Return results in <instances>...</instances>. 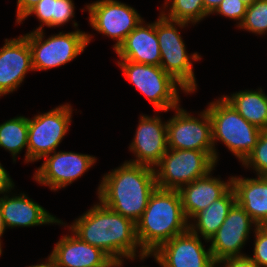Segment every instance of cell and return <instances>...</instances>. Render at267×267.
<instances>
[{
  "mask_svg": "<svg viewBox=\"0 0 267 267\" xmlns=\"http://www.w3.org/2000/svg\"><path fill=\"white\" fill-rule=\"evenodd\" d=\"M236 202L258 224H267V176L257 178L232 176Z\"/></svg>",
  "mask_w": 267,
  "mask_h": 267,
  "instance_id": "21",
  "label": "cell"
},
{
  "mask_svg": "<svg viewBox=\"0 0 267 267\" xmlns=\"http://www.w3.org/2000/svg\"><path fill=\"white\" fill-rule=\"evenodd\" d=\"M30 70L33 67L27 38L21 35L5 39L0 49V97L17 90Z\"/></svg>",
  "mask_w": 267,
  "mask_h": 267,
  "instance_id": "16",
  "label": "cell"
},
{
  "mask_svg": "<svg viewBox=\"0 0 267 267\" xmlns=\"http://www.w3.org/2000/svg\"><path fill=\"white\" fill-rule=\"evenodd\" d=\"M42 159L41 167L34 172V180L54 191L65 188L79 179L95 163L96 157L76 152L54 151Z\"/></svg>",
  "mask_w": 267,
  "mask_h": 267,
  "instance_id": "12",
  "label": "cell"
},
{
  "mask_svg": "<svg viewBox=\"0 0 267 267\" xmlns=\"http://www.w3.org/2000/svg\"><path fill=\"white\" fill-rule=\"evenodd\" d=\"M206 110L212 123L215 162L219 158L215 143L221 141L242 163L256 146L262 130L246 121L223 96L210 102Z\"/></svg>",
  "mask_w": 267,
  "mask_h": 267,
  "instance_id": "4",
  "label": "cell"
},
{
  "mask_svg": "<svg viewBox=\"0 0 267 267\" xmlns=\"http://www.w3.org/2000/svg\"><path fill=\"white\" fill-rule=\"evenodd\" d=\"M175 115L167 120V145L169 149L200 150L214 159L212 123L205 109L199 118L178 106Z\"/></svg>",
  "mask_w": 267,
  "mask_h": 267,
  "instance_id": "10",
  "label": "cell"
},
{
  "mask_svg": "<svg viewBox=\"0 0 267 267\" xmlns=\"http://www.w3.org/2000/svg\"><path fill=\"white\" fill-rule=\"evenodd\" d=\"M118 66L123 70L126 80L147 97L157 111L168 112L180 106L179 90L189 94L185 88L161 66L120 60Z\"/></svg>",
  "mask_w": 267,
  "mask_h": 267,
  "instance_id": "6",
  "label": "cell"
},
{
  "mask_svg": "<svg viewBox=\"0 0 267 267\" xmlns=\"http://www.w3.org/2000/svg\"><path fill=\"white\" fill-rule=\"evenodd\" d=\"M205 12L210 16L219 6L222 0H202Z\"/></svg>",
  "mask_w": 267,
  "mask_h": 267,
  "instance_id": "34",
  "label": "cell"
},
{
  "mask_svg": "<svg viewBox=\"0 0 267 267\" xmlns=\"http://www.w3.org/2000/svg\"><path fill=\"white\" fill-rule=\"evenodd\" d=\"M68 227L80 240L101 249L110 258L124 257L126 260H134L139 257L142 261L151 256L144 253L139 246L136 224L106 207L101 201Z\"/></svg>",
  "mask_w": 267,
  "mask_h": 267,
  "instance_id": "1",
  "label": "cell"
},
{
  "mask_svg": "<svg viewBox=\"0 0 267 267\" xmlns=\"http://www.w3.org/2000/svg\"><path fill=\"white\" fill-rule=\"evenodd\" d=\"M212 172L213 170L178 189L183 211L189 222L194 215L223 197L232 188V176L226 182L213 177Z\"/></svg>",
  "mask_w": 267,
  "mask_h": 267,
  "instance_id": "18",
  "label": "cell"
},
{
  "mask_svg": "<svg viewBox=\"0 0 267 267\" xmlns=\"http://www.w3.org/2000/svg\"><path fill=\"white\" fill-rule=\"evenodd\" d=\"M246 9L247 5L241 0H222L212 14H221V16L236 20V22L238 20L236 25L238 27L245 17Z\"/></svg>",
  "mask_w": 267,
  "mask_h": 267,
  "instance_id": "30",
  "label": "cell"
},
{
  "mask_svg": "<svg viewBox=\"0 0 267 267\" xmlns=\"http://www.w3.org/2000/svg\"><path fill=\"white\" fill-rule=\"evenodd\" d=\"M178 190L156 188L136 224L141 250L152 254L162 244L188 230Z\"/></svg>",
  "mask_w": 267,
  "mask_h": 267,
  "instance_id": "3",
  "label": "cell"
},
{
  "mask_svg": "<svg viewBox=\"0 0 267 267\" xmlns=\"http://www.w3.org/2000/svg\"><path fill=\"white\" fill-rule=\"evenodd\" d=\"M223 97L249 123L267 130V94L262 88L242 90Z\"/></svg>",
  "mask_w": 267,
  "mask_h": 267,
  "instance_id": "23",
  "label": "cell"
},
{
  "mask_svg": "<svg viewBox=\"0 0 267 267\" xmlns=\"http://www.w3.org/2000/svg\"><path fill=\"white\" fill-rule=\"evenodd\" d=\"M252 226L257 228L258 224L236 202L218 231L208 241L214 261L246 256L241 253V249L249 239V234L252 233Z\"/></svg>",
  "mask_w": 267,
  "mask_h": 267,
  "instance_id": "13",
  "label": "cell"
},
{
  "mask_svg": "<svg viewBox=\"0 0 267 267\" xmlns=\"http://www.w3.org/2000/svg\"><path fill=\"white\" fill-rule=\"evenodd\" d=\"M161 267H216L210 248L189 229L162 244L151 254Z\"/></svg>",
  "mask_w": 267,
  "mask_h": 267,
  "instance_id": "14",
  "label": "cell"
},
{
  "mask_svg": "<svg viewBox=\"0 0 267 267\" xmlns=\"http://www.w3.org/2000/svg\"><path fill=\"white\" fill-rule=\"evenodd\" d=\"M82 10L89 11V23L95 31L116 40L114 50L143 20L133 7L117 0H97Z\"/></svg>",
  "mask_w": 267,
  "mask_h": 267,
  "instance_id": "11",
  "label": "cell"
},
{
  "mask_svg": "<svg viewBox=\"0 0 267 267\" xmlns=\"http://www.w3.org/2000/svg\"><path fill=\"white\" fill-rule=\"evenodd\" d=\"M215 166V160L205 151L168 148L154 168L157 188L178 190L206 176Z\"/></svg>",
  "mask_w": 267,
  "mask_h": 267,
  "instance_id": "8",
  "label": "cell"
},
{
  "mask_svg": "<svg viewBox=\"0 0 267 267\" xmlns=\"http://www.w3.org/2000/svg\"><path fill=\"white\" fill-rule=\"evenodd\" d=\"M244 2L247 6H250L255 0H241Z\"/></svg>",
  "mask_w": 267,
  "mask_h": 267,
  "instance_id": "38",
  "label": "cell"
},
{
  "mask_svg": "<svg viewBox=\"0 0 267 267\" xmlns=\"http://www.w3.org/2000/svg\"><path fill=\"white\" fill-rule=\"evenodd\" d=\"M0 147L8 150L13 161L26 148L24 162L28 163V118L17 116L0 124Z\"/></svg>",
  "mask_w": 267,
  "mask_h": 267,
  "instance_id": "25",
  "label": "cell"
},
{
  "mask_svg": "<svg viewBox=\"0 0 267 267\" xmlns=\"http://www.w3.org/2000/svg\"><path fill=\"white\" fill-rule=\"evenodd\" d=\"M44 30L24 36L31 49L33 71L48 70L65 65L79 56L91 41L92 35L80 31L59 32L45 39Z\"/></svg>",
  "mask_w": 267,
  "mask_h": 267,
  "instance_id": "7",
  "label": "cell"
},
{
  "mask_svg": "<svg viewBox=\"0 0 267 267\" xmlns=\"http://www.w3.org/2000/svg\"><path fill=\"white\" fill-rule=\"evenodd\" d=\"M28 267H55L53 262L47 258L46 262H42L40 264H37V265H31V266H28Z\"/></svg>",
  "mask_w": 267,
  "mask_h": 267,
  "instance_id": "36",
  "label": "cell"
},
{
  "mask_svg": "<svg viewBox=\"0 0 267 267\" xmlns=\"http://www.w3.org/2000/svg\"><path fill=\"white\" fill-rule=\"evenodd\" d=\"M70 234L62 236L48 256L55 267H103L110 259L101 249Z\"/></svg>",
  "mask_w": 267,
  "mask_h": 267,
  "instance_id": "19",
  "label": "cell"
},
{
  "mask_svg": "<svg viewBox=\"0 0 267 267\" xmlns=\"http://www.w3.org/2000/svg\"><path fill=\"white\" fill-rule=\"evenodd\" d=\"M257 35L267 33V0H255L247 6L245 17L238 26Z\"/></svg>",
  "mask_w": 267,
  "mask_h": 267,
  "instance_id": "27",
  "label": "cell"
},
{
  "mask_svg": "<svg viewBox=\"0 0 267 267\" xmlns=\"http://www.w3.org/2000/svg\"><path fill=\"white\" fill-rule=\"evenodd\" d=\"M5 193L0 197V211L6 228L32 227L45 224L63 225L60 219L51 215L41 205L34 202L25 193L10 197Z\"/></svg>",
  "mask_w": 267,
  "mask_h": 267,
  "instance_id": "17",
  "label": "cell"
},
{
  "mask_svg": "<svg viewBox=\"0 0 267 267\" xmlns=\"http://www.w3.org/2000/svg\"><path fill=\"white\" fill-rule=\"evenodd\" d=\"M156 21V34L161 54L160 66L164 71L180 83L188 93L197 90L193 62L201 60L197 52L188 54L186 45L179 33L189 23L167 19L161 13Z\"/></svg>",
  "mask_w": 267,
  "mask_h": 267,
  "instance_id": "5",
  "label": "cell"
},
{
  "mask_svg": "<svg viewBox=\"0 0 267 267\" xmlns=\"http://www.w3.org/2000/svg\"><path fill=\"white\" fill-rule=\"evenodd\" d=\"M74 5L73 0H41L17 24L34 14L41 24L33 31L43 30L44 25L50 28L61 27L75 17Z\"/></svg>",
  "mask_w": 267,
  "mask_h": 267,
  "instance_id": "24",
  "label": "cell"
},
{
  "mask_svg": "<svg viewBox=\"0 0 267 267\" xmlns=\"http://www.w3.org/2000/svg\"><path fill=\"white\" fill-rule=\"evenodd\" d=\"M163 6L162 10L169 9V11L167 13L162 11L161 14L174 21L196 24L208 16L202 0H165Z\"/></svg>",
  "mask_w": 267,
  "mask_h": 267,
  "instance_id": "26",
  "label": "cell"
},
{
  "mask_svg": "<svg viewBox=\"0 0 267 267\" xmlns=\"http://www.w3.org/2000/svg\"><path fill=\"white\" fill-rule=\"evenodd\" d=\"M41 0H17L16 24Z\"/></svg>",
  "mask_w": 267,
  "mask_h": 267,
  "instance_id": "33",
  "label": "cell"
},
{
  "mask_svg": "<svg viewBox=\"0 0 267 267\" xmlns=\"http://www.w3.org/2000/svg\"><path fill=\"white\" fill-rule=\"evenodd\" d=\"M258 267L248 255L242 257H229L216 262V267Z\"/></svg>",
  "mask_w": 267,
  "mask_h": 267,
  "instance_id": "31",
  "label": "cell"
},
{
  "mask_svg": "<svg viewBox=\"0 0 267 267\" xmlns=\"http://www.w3.org/2000/svg\"><path fill=\"white\" fill-rule=\"evenodd\" d=\"M161 116L140 115V120L129 146L136 159L127 162L145 165L152 168L160 162L168 150L167 121L163 122Z\"/></svg>",
  "mask_w": 267,
  "mask_h": 267,
  "instance_id": "15",
  "label": "cell"
},
{
  "mask_svg": "<svg viewBox=\"0 0 267 267\" xmlns=\"http://www.w3.org/2000/svg\"><path fill=\"white\" fill-rule=\"evenodd\" d=\"M5 230H6V226H5L1 211H0V242L1 243H2L1 238H2Z\"/></svg>",
  "mask_w": 267,
  "mask_h": 267,
  "instance_id": "37",
  "label": "cell"
},
{
  "mask_svg": "<svg viewBox=\"0 0 267 267\" xmlns=\"http://www.w3.org/2000/svg\"><path fill=\"white\" fill-rule=\"evenodd\" d=\"M123 262L124 257L110 258L103 267H122Z\"/></svg>",
  "mask_w": 267,
  "mask_h": 267,
  "instance_id": "35",
  "label": "cell"
},
{
  "mask_svg": "<svg viewBox=\"0 0 267 267\" xmlns=\"http://www.w3.org/2000/svg\"><path fill=\"white\" fill-rule=\"evenodd\" d=\"M156 188L154 168L125 161L103 175L97 195L106 207L136 223Z\"/></svg>",
  "mask_w": 267,
  "mask_h": 267,
  "instance_id": "2",
  "label": "cell"
},
{
  "mask_svg": "<svg viewBox=\"0 0 267 267\" xmlns=\"http://www.w3.org/2000/svg\"><path fill=\"white\" fill-rule=\"evenodd\" d=\"M14 182L8 174L7 170L0 163V195L10 193L14 189Z\"/></svg>",
  "mask_w": 267,
  "mask_h": 267,
  "instance_id": "32",
  "label": "cell"
},
{
  "mask_svg": "<svg viewBox=\"0 0 267 267\" xmlns=\"http://www.w3.org/2000/svg\"><path fill=\"white\" fill-rule=\"evenodd\" d=\"M242 165L255 170L258 176H267V130L261 132L256 146Z\"/></svg>",
  "mask_w": 267,
  "mask_h": 267,
  "instance_id": "28",
  "label": "cell"
},
{
  "mask_svg": "<svg viewBox=\"0 0 267 267\" xmlns=\"http://www.w3.org/2000/svg\"><path fill=\"white\" fill-rule=\"evenodd\" d=\"M253 233L255 237L253 257L248 256L258 267H267V228L258 226L254 228Z\"/></svg>",
  "mask_w": 267,
  "mask_h": 267,
  "instance_id": "29",
  "label": "cell"
},
{
  "mask_svg": "<svg viewBox=\"0 0 267 267\" xmlns=\"http://www.w3.org/2000/svg\"><path fill=\"white\" fill-rule=\"evenodd\" d=\"M72 112L71 104L66 103L28 118V163L56 151L69 131Z\"/></svg>",
  "mask_w": 267,
  "mask_h": 267,
  "instance_id": "9",
  "label": "cell"
},
{
  "mask_svg": "<svg viewBox=\"0 0 267 267\" xmlns=\"http://www.w3.org/2000/svg\"><path fill=\"white\" fill-rule=\"evenodd\" d=\"M2 254V243L0 242V256Z\"/></svg>",
  "mask_w": 267,
  "mask_h": 267,
  "instance_id": "39",
  "label": "cell"
},
{
  "mask_svg": "<svg viewBox=\"0 0 267 267\" xmlns=\"http://www.w3.org/2000/svg\"><path fill=\"white\" fill-rule=\"evenodd\" d=\"M236 203L234 189L231 188L223 197L212 202L207 208L201 210L188 223V229L194 234L201 235L205 242L218 231L230 209Z\"/></svg>",
  "mask_w": 267,
  "mask_h": 267,
  "instance_id": "22",
  "label": "cell"
},
{
  "mask_svg": "<svg viewBox=\"0 0 267 267\" xmlns=\"http://www.w3.org/2000/svg\"><path fill=\"white\" fill-rule=\"evenodd\" d=\"M115 52L120 60L160 66L161 54L156 34V21L148 24L142 20L128 34L124 42Z\"/></svg>",
  "mask_w": 267,
  "mask_h": 267,
  "instance_id": "20",
  "label": "cell"
}]
</instances>
